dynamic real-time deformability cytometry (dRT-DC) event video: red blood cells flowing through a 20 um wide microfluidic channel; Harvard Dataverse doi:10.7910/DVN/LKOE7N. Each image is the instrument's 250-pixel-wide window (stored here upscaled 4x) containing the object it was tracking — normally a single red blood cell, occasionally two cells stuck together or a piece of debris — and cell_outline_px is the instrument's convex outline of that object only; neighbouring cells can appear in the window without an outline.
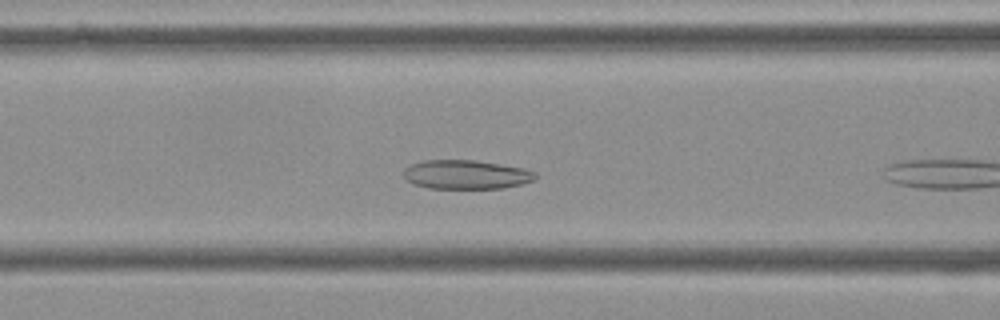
{"species": "Egyptian fruit bat (a non-hibernating species)", "species_latin": "Rousettus aegyptiacus", "temperature_condition": "cold", "stored_images_in_passage": 8, "camera_frame_rate_fps": 3000, "um_per_image_px": 0.085, "frame": {"image": 1, "passage_image": 7, "time_ms": 2.0, "image_size_px": [1000, 320], "cell_outline_px": [[536, 176], [532, 180], [520, 184], [504, 188], [428, 188], [412, 184], [404, 176], [404, 168], [412, 164], [424, 160], [476, 160], [524, 168], [536, 172]], "centroid_in_image_um": [39.6, 14.83], "position_along_channel_um": 127.0, "area_um2": 22.2}}